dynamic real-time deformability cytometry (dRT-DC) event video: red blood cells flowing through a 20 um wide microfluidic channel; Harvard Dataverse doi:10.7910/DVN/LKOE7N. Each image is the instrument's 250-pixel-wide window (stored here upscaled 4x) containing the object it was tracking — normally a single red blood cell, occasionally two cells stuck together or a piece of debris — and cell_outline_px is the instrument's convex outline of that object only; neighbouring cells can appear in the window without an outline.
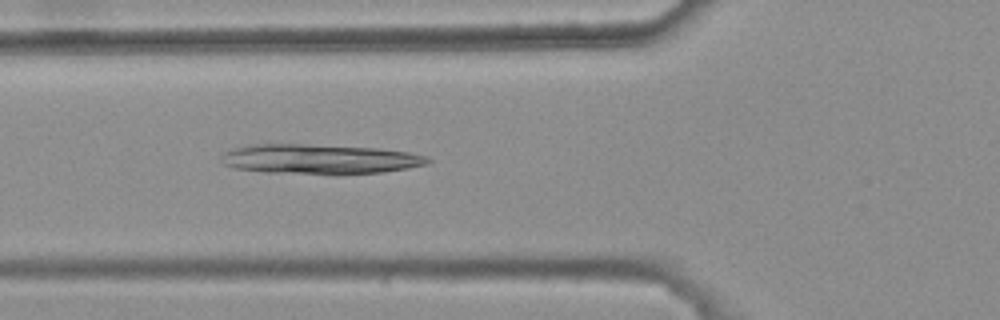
{"species": "common noctule bat (a hibernating species)", "species_latin": "Nyctalus noctula", "temperature_condition": "warm", "stored_images_in_passage": 4, "camera_frame_rate_fps": 3000, "um_per_image_px": 0.085, "animal": {"sex": "female", "body_mass_g": 25.1}, "frame": {"image": 1, "passage_image": 4, "time_ms": 1.0, "image_size_px": [1000, 320], "cell_outline_px": [[432, 160], [428, 164], [408, 168], [384, 172], [336, 176], [332, 176], [264, 172], [236, 168], [224, 164], [224, 152], [232, 148], [252, 144], [304, 144], [380, 148], [408, 152], [428, 156]], "centroid_in_image_um": [27.25, 13.55], "position_along_channel_um": 98.6, "area_um2": 36.65}}